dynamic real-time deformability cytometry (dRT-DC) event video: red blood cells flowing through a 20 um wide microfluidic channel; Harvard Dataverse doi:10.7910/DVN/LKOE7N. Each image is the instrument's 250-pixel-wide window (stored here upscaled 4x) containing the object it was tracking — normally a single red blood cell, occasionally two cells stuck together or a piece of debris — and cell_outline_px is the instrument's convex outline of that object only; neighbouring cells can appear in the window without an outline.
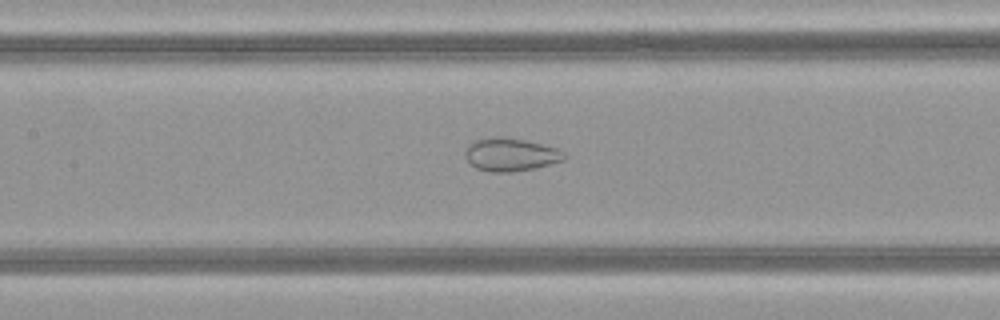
{"species": "common noctule bat (a hibernating species)", "species_latin": "Nyctalus noctula", "temperature_condition": "warm", "stored_images_in_passage": 44, "camera_frame_rate_fps": 3000, "um_per_image_px": 0.085, "animal": {"sex": "female", "body_mass_g": 21.9}, "frame": {"image": 1, "passage_image": 23, "time_ms": 7.333, "image_size_px": [1000, 320], "cell_outline_px": [[568, 156], [564, 160], [536, 168], [512, 172], [492, 172], [476, 168], [464, 156], [464, 152], [468, 144], [476, 140], [496, 136], [524, 140], [556, 148], [564, 152]], "centroid_in_image_um": [43.4, 13.15], "position_along_channel_um": 164.0, "area_um2": 19.02}}
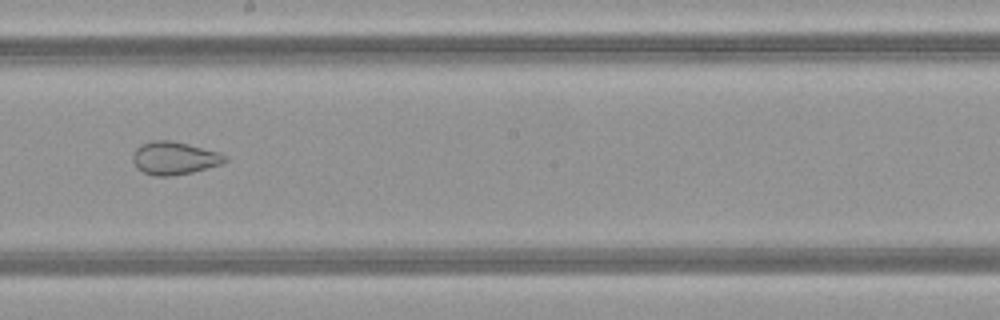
{"frame": {"image": 2, "passage_image": 28, "time_ms": 9.0, "image_size_px": [1000, 320], "cell_outline_px": [[228, 160], [220, 164], [192, 172], [168, 176], [152, 176], [136, 168], [132, 160], [132, 156], [136, 148], [140, 144], [152, 140], [172, 140], [220, 152], [228, 156]], "centroid_in_image_um": [14.8, 13.43], "position_along_channel_um": 233.4, "area_um2": 17.8}}
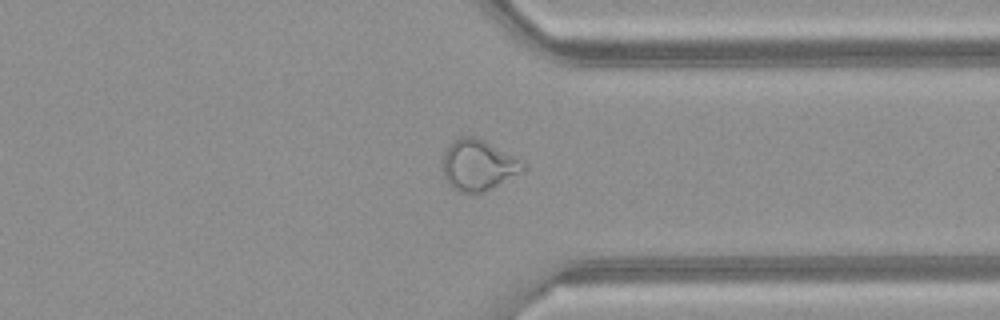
{"frame": {"image": 3, "passage_image": 38, "time_ms": 12.333, "image_size_px": [1000, 320], "cell_outline_px": [[524, 172], [484, 192], [460, 192], [452, 188], [448, 184], [444, 176], [444, 152], [448, 144], [460, 136], [472, 136], [484, 140], [512, 156], [524, 164]], "centroid_in_image_um": [40.62, 14.04], "position_along_channel_um": 370.8, "area_um2": 23.47}, "authors_computed_cell_mechanics": {"area_um2": 25.2875, "velocity_mm_per_s": 4.1761, "shape_relaxation_time_tau1_ms": null, "shape_relaxation_time_tau2_ms": 1.2951, "deformation_change_tau1": null, "deformation_change_tau2": 0.0751}}